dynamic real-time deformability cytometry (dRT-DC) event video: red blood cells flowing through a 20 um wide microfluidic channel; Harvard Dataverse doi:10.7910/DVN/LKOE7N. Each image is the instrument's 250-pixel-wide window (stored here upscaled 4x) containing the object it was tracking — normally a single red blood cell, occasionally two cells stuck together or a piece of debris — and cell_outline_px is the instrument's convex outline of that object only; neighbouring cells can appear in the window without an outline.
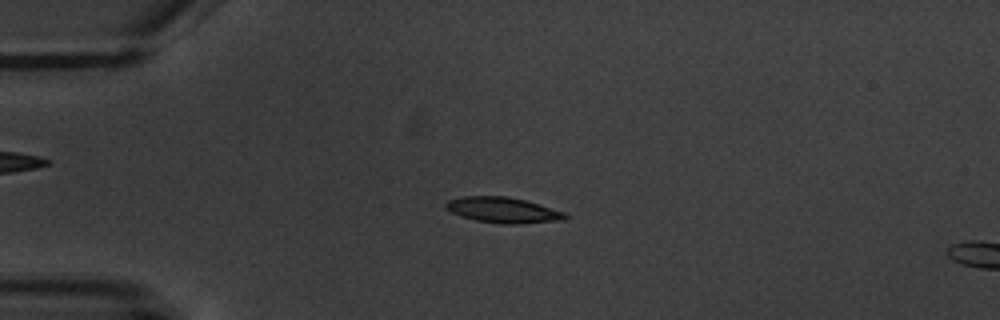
{"species": "common noctule bat (a hibernating species)", "species_latin": "Nyctalus noctula", "temperature_condition": "warm", "stored_images_in_passage": 5, "camera_frame_rate_fps": 3000, "um_per_image_px": 0.085, "animal": {"sex": "male", "body_mass_g": 20.1, "forearm_length_mm": 53.5}, "frame": {"image": 1, "passage_image": 3, "time_ms": 3.333, "image_size_px": [1000, 320], "cell_outline_px": [[568, 216], [564, 220], [520, 224], [504, 224], [476, 220], [460, 216], [444, 208], [444, 204], [448, 200], [464, 196], [508, 196], [540, 204], [564, 212]], "centroid_in_image_um": [42.75, 17.85], "position_along_channel_um": 42.3, "area_um2": 17.86}}